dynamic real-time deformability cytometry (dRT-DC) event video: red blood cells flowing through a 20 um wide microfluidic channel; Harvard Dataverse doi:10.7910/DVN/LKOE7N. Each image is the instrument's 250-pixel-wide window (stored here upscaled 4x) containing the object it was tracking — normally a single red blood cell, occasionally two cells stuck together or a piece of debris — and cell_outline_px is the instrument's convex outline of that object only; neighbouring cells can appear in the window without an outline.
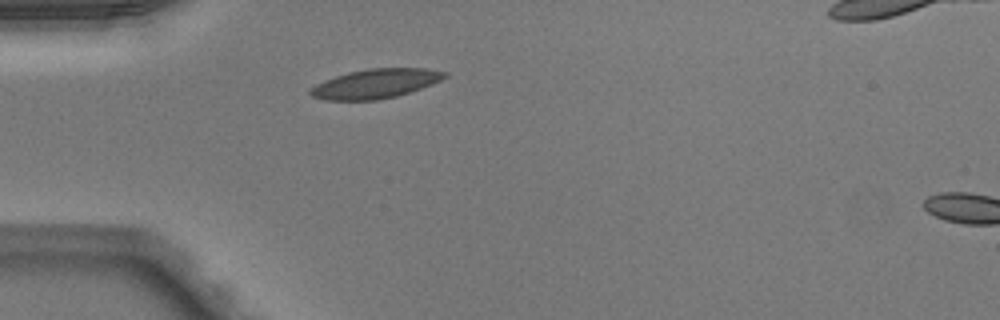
{"species": "Egyptian fruit bat (a non-hibernating species)", "species_latin": "Rousettus aegyptiacus", "temperature_condition": "warm", "stored_images_in_passage": 36, "camera_frame_rate_fps": 3000, "um_per_image_px": 0.085, "animal": {"sex": "male"}, "frame": {"image": 1, "passage_image": 1, "time_ms": 0.0, "image_size_px": [1000, 320], "cell_outline_px": [[448, 76], [432, 84], [396, 96], [376, 100], [328, 100], [312, 96], [308, 92], [316, 84], [324, 80], [348, 72], [368, 68], [428, 68], [448, 72]], "centroid_in_image_um": [31.94, 7.1], "position_along_channel_um": 53.1, "area_um2": 22.83}}
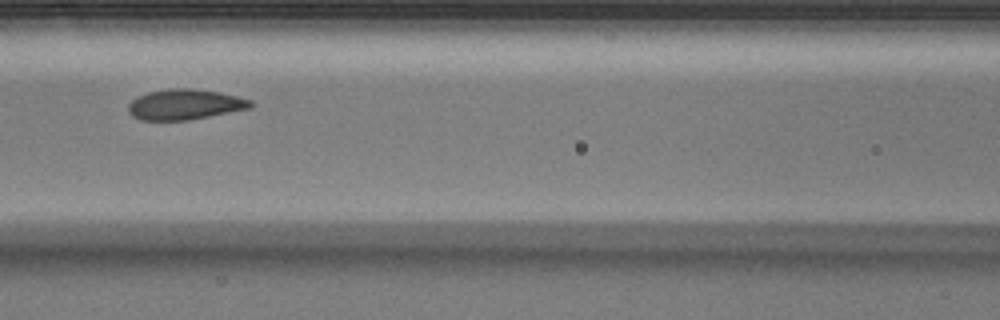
{"frame": {"image": 2, "passage_image": 9, "time_ms": 2.667, "image_size_px": [1000, 320], "cell_outline_px": [[252, 108], [188, 120], [140, 120], [132, 116], [128, 112], [128, 104], [136, 96], [148, 92], [172, 88], [192, 88], [220, 92], [252, 100]], "centroid_in_image_um": [15.69, 8.87], "position_along_channel_um": 150.9, "area_um2": 21.79}}
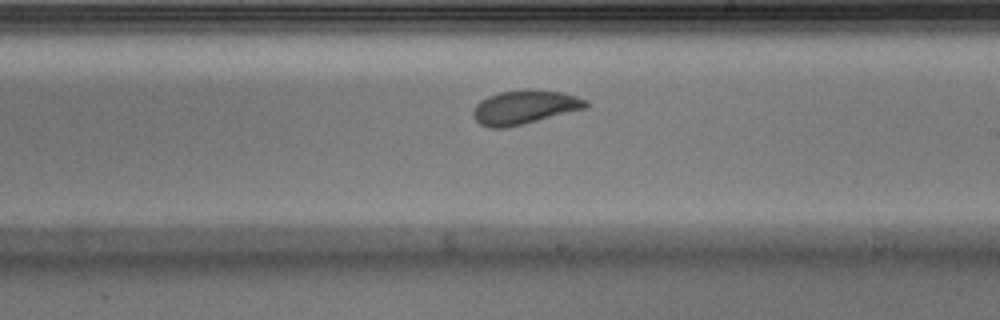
{"frame": {"image": 3, "passage_image": 16, "time_ms": 5.0, "image_size_px": [1000, 320], "cell_outline_px": [[588, 108], [504, 128], [488, 128], [480, 124], [472, 116], [472, 112], [476, 104], [480, 100], [488, 96], [500, 92], [564, 92], [588, 100]], "centroid_in_image_um": [44.57, 9.15], "position_along_channel_um": 244.4, "area_um2": 21.56}, "authors_computed_cell_mechanics": {"area_um2": 22.1374, "velocity_mm_per_s": 4.0169, "shape_relaxation_time_tau1_ms": 2.2588, "shape_relaxation_time_tau2_ms": 2.0261, "deformation_change_tau1": 0.0976, "deformation_change_tau2": 0.0677}}